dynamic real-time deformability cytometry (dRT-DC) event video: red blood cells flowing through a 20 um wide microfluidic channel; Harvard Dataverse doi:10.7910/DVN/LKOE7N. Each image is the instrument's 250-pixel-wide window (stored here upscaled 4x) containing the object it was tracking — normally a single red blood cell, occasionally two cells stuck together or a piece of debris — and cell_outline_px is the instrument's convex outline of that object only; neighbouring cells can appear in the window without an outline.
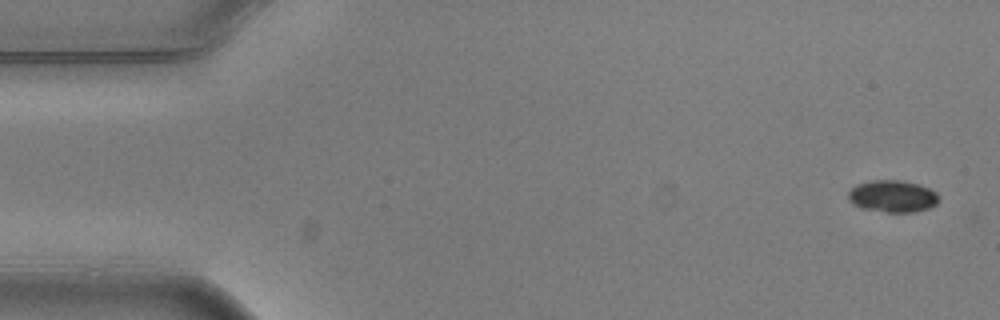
{"species": "common noctule bat (a hibernating species)", "species_latin": "Nyctalus noctula", "temperature_condition": "warm", "stored_images_in_passage": 4, "camera_frame_rate_fps": 3000, "um_per_image_px": 0.085, "animal": {"sex": "male", "body_mass_g": 20.5, "forearm_length_mm": 52.5}, "frame": {"image": 1, "passage_image": 1, "time_ms": 0.0, "image_size_px": [1000, 320], "cell_outline_px": [[940, 200], [936, 204], [928, 208], [912, 212], [888, 212], [860, 208], [852, 204], [848, 200], [848, 192], [856, 184], [872, 180], [900, 180], [920, 184], [936, 192], [940, 196]], "centroid_in_image_um": [75.86, 16.67], "position_along_channel_um": 9.1, "area_um2": 17.05}}
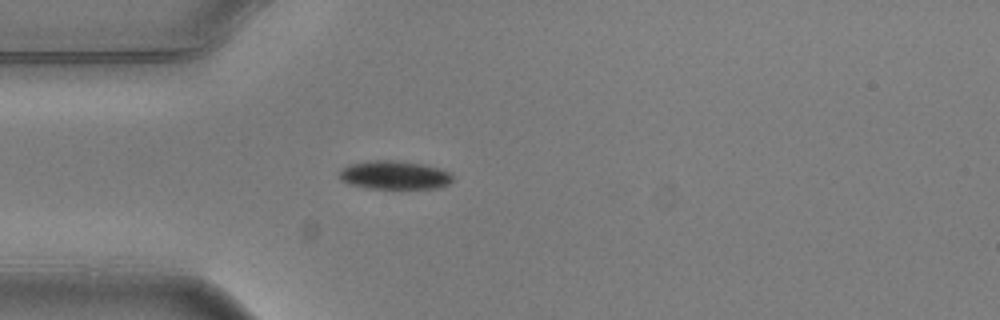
{"frame": {"image": 2, "passage_image": 4, "time_ms": 1.0, "image_size_px": [1000, 320], "cell_outline_px": [[452, 180], [448, 184], [436, 188], [368, 188], [348, 184], [340, 180], [336, 176], [340, 168], [348, 164], [368, 160], [396, 160], [424, 164], [440, 168], [448, 172], [452, 176]], "centroid_in_image_um": [33.44, 14.86], "position_along_channel_um": 51.6, "area_um2": 19.13}}